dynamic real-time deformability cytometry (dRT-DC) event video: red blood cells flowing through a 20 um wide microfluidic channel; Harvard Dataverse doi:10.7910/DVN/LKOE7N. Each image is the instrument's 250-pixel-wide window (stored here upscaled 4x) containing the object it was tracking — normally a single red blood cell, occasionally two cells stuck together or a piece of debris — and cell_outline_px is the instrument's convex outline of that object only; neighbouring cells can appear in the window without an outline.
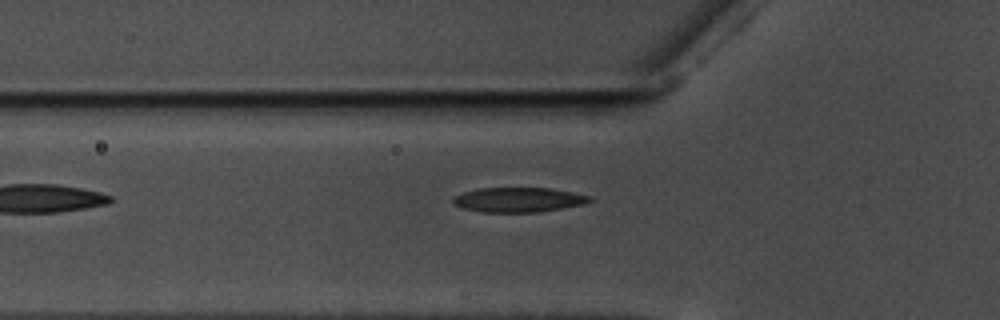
{"species": "common noctule bat (a hibernating species)", "species_latin": "Nyctalus noctula", "temperature_condition": "warm", "stored_images_in_passage": 39, "camera_frame_rate_fps": 3000, "um_per_image_px": 0.085, "animal": {"sex": "male", "body_mass_g": 17.5, "forearm_length_mm": 52.3}, "frame": {"image": 1, "passage_image": 2, "time_ms": 0.333, "image_size_px": [1000, 320], "cell_outline_px": [[592, 200], [584, 204], [540, 212], [484, 212], [464, 208], [452, 204], [452, 200], [456, 196], [464, 192], [480, 188], [552, 188], [592, 196]], "centroid_in_image_um": [44.1, 16.98], "position_along_channel_um": 81.7, "area_um2": 19.59}}
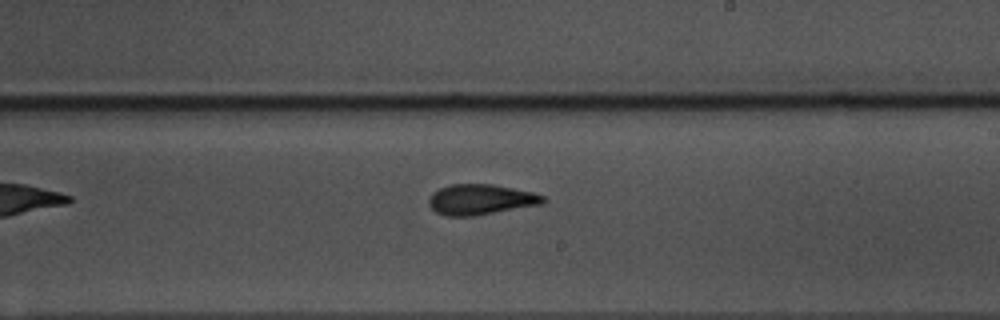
{"frame": {"image": 2, "passage_image": 16, "time_ms": 5.0, "image_size_px": [1000, 320], "cell_outline_px": [[548, 200], [544, 204], [472, 216], [448, 216], [436, 212], [428, 204], [428, 200], [432, 192], [440, 188], [452, 184], [492, 184], [532, 192], [544, 196]], "centroid_in_image_um": [40.87, 16.96], "position_along_channel_um": 248.1, "area_um2": 20.29}}
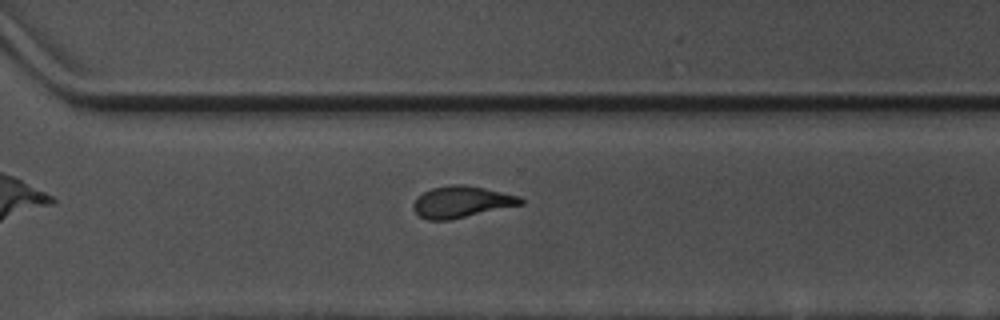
{"frame": {"image": 3, "passage_image": 23, "time_ms": 7.333, "image_size_px": [1000, 320], "cell_outline_px": [[524, 204], [448, 220], [428, 220], [420, 216], [412, 208], [412, 204], [424, 192], [432, 188], [448, 184], [464, 184], [484, 188], [520, 196], [524, 200]], "centroid_in_image_um": [39.24, 17.15], "position_along_channel_um": 331.4, "area_um2": 19.59}}